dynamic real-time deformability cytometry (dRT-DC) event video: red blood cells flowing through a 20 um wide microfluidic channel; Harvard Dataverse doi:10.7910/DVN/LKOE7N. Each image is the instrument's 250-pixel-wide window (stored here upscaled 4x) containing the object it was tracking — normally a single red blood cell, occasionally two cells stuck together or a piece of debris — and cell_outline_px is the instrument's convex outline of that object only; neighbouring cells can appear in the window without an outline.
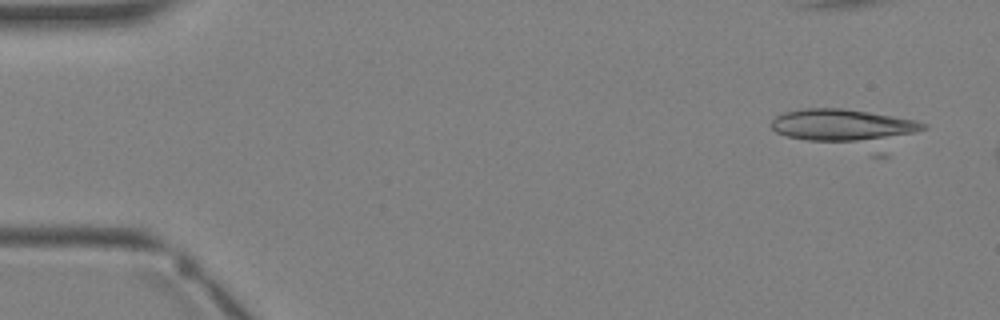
{"species": "Egyptian fruit bat (a non-hibernating species)", "species_latin": "Rousettus aegyptiacus", "temperature_condition": "warm", "stored_images_in_passage": 5, "camera_frame_rate_fps": 3000, "um_per_image_px": 0.085, "animal": {"sex": "female"}, "frame": {"image": 1, "passage_image": 1, "time_ms": 0.0, "image_size_px": [1000, 320], "cell_outline_px": [[928, 128], [912, 132], [876, 140], [804, 140], [784, 136], [776, 132], [772, 128], [772, 120], [776, 116], [784, 112], [804, 108], [844, 108], [916, 120], [928, 124]], "centroid_in_image_um": [71.56, 10.61], "position_along_channel_um": 13.4, "area_um2": 27.69}}
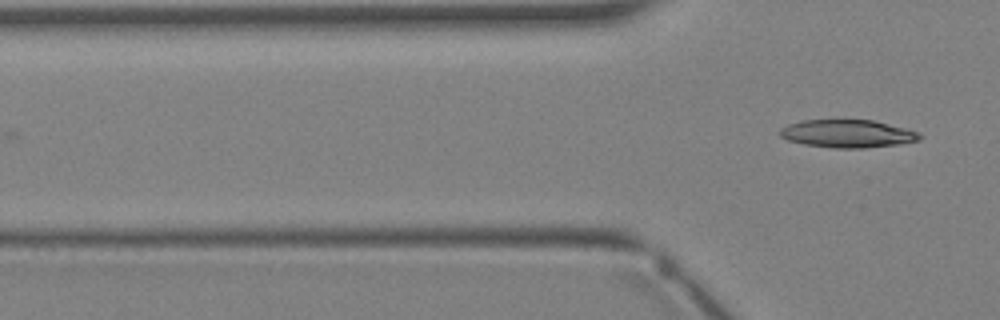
{"frame": {"image": 2, "passage_image": 5, "time_ms": 4.667, "image_size_px": [1000, 320], "cell_outline_px": [[920, 140], [900, 144], [864, 148], [832, 148], [804, 144], [788, 140], [780, 136], [780, 128], [788, 124], [800, 120], [872, 120], [904, 128], [916, 132], [920, 136]], "centroid_in_image_um": [71.99, 11.36], "position_along_channel_um": 53.8, "area_um2": 22.54}}